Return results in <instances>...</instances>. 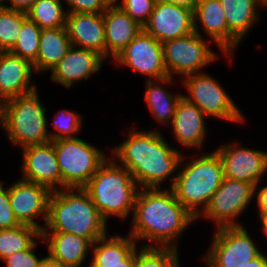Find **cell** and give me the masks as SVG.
<instances>
[{"label":"cell","instance_id":"cell-3","mask_svg":"<svg viewBox=\"0 0 267 267\" xmlns=\"http://www.w3.org/2000/svg\"><path fill=\"white\" fill-rule=\"evenodd\" d=\"M42 232L75 234L94 243L107 234V222L84 188H64L51 192Z\"/></svg>","mask_w":267,"mask_h":267},{"label":"cell","instance_id":"cell-31","mask_svg":"<svg viewBox=\"0 0 267 267\" xmlns=\"http://www.w3.org/2000/svg\"><path fill=\"white\" fill-rule=\"evenodd\" d=\"M41 31L42 29L27 17L23 21L15 46L9 52L33 63L39 51Z\"/></svg>","mask_w":267,"mask_h":267},{"label":"cell","instance_id":"cell-16","mask_svg":"<svg viewBox=\"0 0 267 267\" xmlns=\"http://www.w3.org/2000/svg\"><path fill=\"white\" fill-rule=\"evenodd\" d=\"M22 151V179L43 185L51 192L61 190V172L54 143L28 145L22 147Z\"/></svg>","mask_w":267,"mask_h":267},{"label":"cell","instance_id":"cell-43","mask_svg":"<svg viewBox=\"0 0 267 267\" xmlns=\"http://www.w3.org/2000/svg\"><path fill=\"white\" fill-rule=\"evenodd\" d=\"M155 3H172L193 7L196 3V0H155Z\"/></svg>","mask_w":267,"mask_h":267},{"label":"cell","instance_id":"cell-24","mask_svg":"<svg viewBox=\"0 0 267 267\" xmlns=\"http://www.w3.org/2000/svg\"><path fill=\"white\" fill-rule=\"evenodd\" d=\"M41 240L47 243L48 255L67 267H81L93 245L87 238L63 232H41Z\"/></svg>","mask_w":267,"mask_h":267},{"label":"cell","instance_id":"cell-27","mask_svg":"<svg viewBox=\"0 0 267 267\" xmlns=\"http://www.w3.org/2000/svg\"><path fill=\"white\" fill-rule=\"evenodd\" d=\"M109 237V238H108ZM137 246V241L128 235L108 236V233L93 243L89 264L121 263Z\"/></svg>","mask_w":267,"mask_h":267},{"label":"cell","instance_id":"cell-6","mask_svg":"<svg viewBox=\"0 0 267 267\" xmlns=\"http://www.w3.org/2000/svg\"><path fill=\"white\" fill-rule=\"evenodd\" d=\"M38 90L4 102L3 129L15 146L50 142L46 108L40 103Z\"/></svg>","mask_w":267,"mask_h":267},{"label":"cell","instance_id":"cell-7","mask_svg":"<svg viewBox=\"0 0 267 267\" xmlns=\"http://www.w3.org/2000/svg\"><path fill=\"white\" fill-rule=\"evenodd\" d=\"M52 142L61 172V189L84 188L107 160L101 149L78 137Z\"/></svg>","mask_w":267,"mask_h":267},{"label":"cell","instance_id":"cell-37","mask_svg":"<svg viewBox=\"0 0 267 267\" xmlns=\"http://www.w3.org/2000/svg\"><path fill=\"white\" fill-rule=\"evenodd\" d=\"M70 7L68 13H104L109 4L105 0H63Z\"/></svg>","mask_w":267,"mask_h":267},{"label":"cell","instance_id":"cell-40","mask_svg":"<svg viewBox=\"0 0 267 267\" xmlns=\"http://www.w3.org/2000/svg\"><path fill=\"white\" fill-rule=\"evenodd\" d=\"M8 1L7 3H10L11 6L3 5L2 7L7 9H14L21 12H27L30 7L37 1V0H4Z\"/></svg>","mask_w":267,"mask_h":267},{"label":"cell","instance_id":"cell-45","mask_svg":"<svg viewBox=\"0 0 267 267\" xmlns=\"http://www.w3.org/2000/svg\"><path fill=\"white\" fill-rule=\"evenodd\" d=\"M4 101L0 98V125L3 128Z\"/></svg>","mask_w":267,"mask_h":267},{"label":"cell","instance_id":"cell-36","mask_svg":"<svg viewBox=\"0 0 267 267\" xmlns=\"http://www.w3.org/2000/svg\"><path fill=\"white\" fill-rule=\"evenodd\" d=\"M0 180V229H10L21 225L12 211L9 200V187ZM4 186V187H3Z\"/></svg>","mask_w":267,"mask_h":267},{"label":"cell","instance_id":"cell-1","mask_svg":"<svg viewBox=\"0 0 267 267\" xmlns=\"http://www.w3.org/2000/svg\"><path fill=\"white\" fill-rule=\"evenodd\" d=\"M131 217L129 235L136 241L151 242L142 243V247L176 250L179 236L197 220L177 200L171 188H140Z\"/></svg>","mask_w":267,"mask_h":267},{"label":"cell","instance_id":"cell-4","mask_svg":"<svg viewBox=\"0 0 267 267\" xmlns=\"http://www.w3.org/2000/svg\"><path fill=\"white\" fill-rule=\"evenodd\" d=\"M185 159L182 154L179 162L182 169H179L171 189L177 200L198 219L224 180L223 165L215 150L186 164Z\"/></svg>","mask_w":267,"mask_h":267},{"label":"cell","instance_id":"cell-14","mask_svg":"<svg viewBox=\"0 0 267 267\" xmlns=\"http://www.w3.org/2000/svg\"><path fill=\"white\" fill-rule=\"evenodd\" d=\"M51 191L40 184L19 179L9 186V200L12 211L19 223L44 229L48 218V204ZM43 219L44 227L35 219Z\"/></svg>","mask_w":267,"mask_h":267},{"label":"cell","instance_id":"cell-30","mask_svg":"<svg viewBox=\"0 0 267 267\" xmlns=\"http://www.w3.org/2000/svg\"><path fill=\"white\" fill-rule=\"evenodd\" d=\"M26 12L0 7V52H9L17 41Z\"/></svg>","mask_w":267,"mask_h":267},{"label":"cell","instance_id":"cell-44","mask_svg":"<svg viewBox=\"0 0 267 267\" xmlns=\"http://www.w3.org/2000/svg\"><path fill=\"white\" fill-rule=\"evenodd\" d=\"M258 217H260L259 219L261 220V226H262V231L264 232V234L267 237V214H260L258 215Z\"/></svg>","mask_w":267,"mask_h":267},{"label":"cell","instance_id":"cell-22","mask_svg":"<svg viewBox=\"0 0 267 267\" xmlns=\"http://www.w3.org/2000/svg\"><path fill=\"white\" fill-rule=\"evenodd\" d=\"M107 57L115 58L142 30L117 4L109 5L103 13Z\"/></svg>","mask_w":267,"mask_h":267},{"label":"cell","instance_id":"cell-2","mask_svg":"<svg viewBox=\"0 0 267 267\" xmlns=\"http://www.w3.org/2000/svg\"><path fill=\"white\" fill-rule=\"evenodd\" d=\"M131 129L127 140L111 148L112 158L133 175L140 188H160L172 175L171 188L182 153L170 146L159 131Z\"/></svg>","mask_w":267,"mask_h":267},{"label":"cell","instance_id":"cell-20","mask_svg":"<svg viewBox=\"0 0 267 267\" xmlns=\"http://www.w3.org/2000/svg\"><path fill=\"white\" fill-rule=\"evenodd\" d=\"M206 116L195 104L183 96L176 105L175 115L171 123L174 138L184 148L201 149L206 139Z\"/></svg>","mask_w":267,"mask_h":267},{"label":"cell","instance_id":"cell-46","mask_svg":"<svg viewBox=\"0 0 267 267\" xmlns=\"http://www.w3.org/2000/svg\"><path fill=\"white\" fill-rule=\"evenodd\" d=\"M109 5L117 4L119 3V0H105Z\"/></svg>","mask_w":267,"mask_h":267},{"label":"cell","instance_id":"cell-48","mask_svg":"<svg viewBox=\"0 0 267 267\" xmlns=\"http://www.w3.org/2000/svg\"><path fill=\"white\" fill-rule=\"evenodd\" d=\"M4 0H0V7H2L4 4H3Z\"/></svg>","mask_w":267,"mask_h":267},{"label":"cell","instance_id":"cell-25","mask_svg":"<svg viewBox=\"0 0 267 267\" xmlns=\"http://www.w3.org/2000/svg\"><path fill=\"white\" fill-rule=\"evenodd\" d=\"M71 46L66 27L42 29L39 51L33 62L35 71L41 73L51 70L67 54Z\"/></svg>","mask_w":267,"mask_h":267},{"label":"cell","instance_id":"cell-34","mask_svg":"<svg viewBox=\"0 0 267 267\" xmlns=\"http://www.w3.org/2000/svg\"><path fill=\"white\" fill-rule=\"evenodd\" d=\"M120 2L117 5L141 26L148 22L155 5V0H121Z\"/></svg>","mask_w":267,"mask_h":267},{"label":"cell","instance_id":"cell-29","mask_svg":"<svg viewBox=\"0 0 267 267\" xmlns=\"http://www.w3.org/2000/svg\"><path fill=\"white\" fill-rule=\"evenodd\" d=\"M26 13L41 29L66 27L68 12L61 0H37Z\"/></svg>","mask_w":267,"mask_h":267},{"label":"cell","instance_id":"cell-9","mask_svg":"<svg viewBox=\"0 0 267 267\" xmlns=\"http://www.w3.org/2000/svg\"><path fill=\"white\" fill-rule=\"evenodd\" d=\"M242 226L216 227L208 253L202 258L208 267H240L262 252Z\"/></svg>","mask_w":267,"mask_h":267},{"label":"cell","instance_id":"cell-12","mask_svg":"<svg viewBox=\"0 0 267 267\" xmlns=\"http://www.w3.org/2000/svg\"><path fill=\"white\" fill-rule=\"evenodd\" d=\"M114 64L159 80L168 76L162 43L142 30L114 59Z\"/></svg>","mask_w":267,"mask_h":267},{"label":"cell","instance_id":"cell-15","mask_svg":"<svg viewBox=\"0 0 267 267\" xmlns=\"http://www.w3.org/2000/svg\"><path fill=\"white\" fill-rule=\"evenodd\" d=\"M143 30L161 43L194 32L193 7L172 3H155Z\"/></svg>","mask_w":267,"mask_h":267},{"label":"cell","instance_id":"cell-19","mask_svg":"<svg viewBox=\"0 0 267 267\" xmlns=\"http://www.w3.org/2000/svg\"><path fill=\"white\" fill-rule=\"evenodd\" d=\"M66 29L72 46L96 51L106 59L103 13H68Z\"/></svg>","mask_w":267,"mask_h":267},{"label":"cell","instance_id":"cell-11","mask_svg":"<svg viewBox=\"0 0 267 267\" xmlns=\"http://www.w3.org/2000/svg\"><path fill=\"white\" fill-rule=\"evenodd\" d=\"M255 196V185L224 178L219 189L213 194L208 207L201 216L212 220L214 226H242L236 219L250 205Z\"/></svg>","mask_w":267,"mask_h":267},{"label":"cell","instance_id":"cell-39","mask_svg":"<svg viewBox=\"0 0 267 267\" xmlns=\"http://www.w3.org/2000/svg\"><path fill=\"white\" fill-rule=\"evenodd\" d=\"M258 186L259 185L255 186V195L257 196L256 200L259 209V215L267 214V186H261L260 189Z\"/></svg>","mask_w":267,"mask_h":267},{"label":"cell","instance_id":"cell-8","mask_svg":"<svg viewBox=\"0 0 267 267\" xmlns=\"http://www.w3.org/2000/svg\"><path fill=\"white\" fill-rule=\"evenodd\" d=\"M181 80L188 92L187 95L183 94V97L197 105L206 116L235 123L245 120L231 96L210 74H191Z\"/></svg>","mask_w":267,"mask_h":267},{"label":"cell","instance_id":"cell-42","mask_svg":"<svg viewBox=\"0 0 267 267\" xmlns=\"http://www.w3.org/2000/svg\"><path fill=\"white\" fill-rule=\"evenodd\" d=\"M39 267H67V266L63 265L59 261L52 259L49 255H47L43 258Z\"/></svg>","mask_w":267,"mask_h":267},{"label":"cell","instance_id":"cell-38","mask_svg":"<svg viewBox=\"0 0 267 267\" xmlns=\"http://www.w3.org/2000/svg\"><path fill=\"white\" fill-rule=\"evenodd\" d=\"M138 246L124 259L121 263H113V264H89V267H134Z\"/></svg>","mask_w":267,"mask_h":267},{"label":"cell","instance_id":"cell-47","mask_svg":"<svg viewBox=\"0 0 267 267\" xmlns=\"http://www.w3.org/2000/svg\"><path fill=\"white\" fill-rule=\"evenodd\" d=\"M264 4H265V7H267V0H261Z\"/></svg>","mask_w":267,"mask_h":267},{"label":"cell","instance_id":"cell-23","mask_svg":"<svg viewBox=\"0 0 267 267\" xmlns=\"http://www.w3.org/2000/svg\"><path fill=\"white\" fill-rule=\"evenodd\" d=\"M193 19L194 32L200 35L199 23L205 32L204 34L208 35L209 40L207 39V42L215 43L232 62L233 56H228V28L220 0L196 1L193 6Z\"/></svg>","mask_w":267,"mask_h":267},{"label":"cell","instance_id":"cell-17","mask_svg":"<svg viewBox=\"0 0 267 267\" xmlns=\"http://www.w3.org/2000/svg\"><path fill=\"white\" fill-rule=\"evenodd\" d=\"M105 58L96 51L71 46L67 54L50 70L51 80L66 88L89 79L102 67Z\"/></svg>","mask_w":267,"mask_h":267},{"label":"cell","instance_id":"cell-26","mask_svg":"<svg viewBox=\"0 0 267 267\" xmlns=\"http://www.w3.org/2000/svg\"><path fill=\"white\" fill-rule=\"evenodd\" d=\"M158 81L159 84L161 83L160 85L157 84L155 79L146 80L144 99L155 120L168 127L172 123L176 105L183 96V93L172 94L168 89L166 90V85L173 81L171 76L159 79Z\"/></svg>","mask_w":267,"mask_h":267},{"label":"cell","instance_id":"cell-5","mask_svg":"<svg viewBox=\"0 0 267 267\" xmlns=\"http://www.w3.org/2000/svg\"><path fill=\"white\" fill-rule=\"evenodd\" d=\"M84 189L107 222L110 216L127 219L133 214L140 187L133 175L111 158L98 168Z\"/></svg>","mask_w":267,"mask_h":267},{"label":"cell","instance_id":"cell-18","mask_svg":"<svg viewBox=\"0 0 267 267\" xmlns=\"http://www.w3.org/2000/svg\"><path fill=\"white\" fill-rule=\"evenodd\" d=\"M33 70L31 61L11 52H0V98L5 102L36 90L31 82Z\"/></svg>","mask_w":267,"mask_h":267},{"label":"cell","instance_id":"cell-33","mask_svg":"<svg viewBox=\"0 0 267 267\" xmlns=\"http://www.w3.org/2000/svg\"><path fill=\"white\" fill-rule=\"evenodd\" d=\"M82 118L80 114L63 109L55 114L52 122L54 129L57 131L49 132L50 141H56L63 138H75L73 134H78L82 128Z\"/></svg>","mask_w":267,"mask_h":267},{"label":"cell","instance_id":"cell-21","mask_svg":"<svg viewBox=\"0 0 267 267\" xmlns=\"http://www.w3.org/2000/svg\"><path fill=\"white\" fill-rule=\"evenodd\" d=\"M228 28V56H234L241 40L260 20L257 8L264 7L261 0H220Z\"/></svg>","mask_w":267,"mask_h":267},{"label":"cell","instance_id":"cell-13","mask_svg":"<svg viewBox=\"0 0 267 267\" xmlns=\"http://www.w3.org/2000/svg\"><path fill=\"white\" fill-rule=\"evenodd\" d=\"M237 145L227 143L215 149L222 161L224 178L261 185L267 172V152Z\"/></svg>","mask_w":267,"mask_h":267},{"label":"cell","instance_id":"cell-41","mask_svg":"<svg viewBox=\"0 0 267 267\" xmlns=\"http://www.w3.org/2000/svg\"><path fill=\"white\" fill-rule=\"evenodd\" d=\"M240 267H267V256L261 253L258 257Z\"/></svg>","mask_w":267,"mask_h":267},{"label":"cell","instance_id":"cell-32","mask_svg":"<svg viewBox=\"0 0 267 267\" xmlns=\"http://www.w3.org/2000/svg\"><path fill=\"white\" fill-rule=\"evenodd\" d=\"M178 252L172 248H144L140 246L134 267H181Z\"/></svg>","mask_w":267,"mask_h":267},{"label":"cell","instance_id":"cell-28","mask_svg":"<svg viewBox=\"0 0 267 267\" xmlns=\"http://www.w3.org/2000/svg\"><path fill=\"white\" fill-rule=\"evenodd\" d=\"M41 232L29 225H19L10 229H0V261L16 252L27 250Z\"/></svg>","mask_w":267,"mask_h":267},{"label":"cell","instance_id":"cell-10","mask_svg":"<svg viewBox=\"0 0 267 267\" xmlns=\"http://www.w3.org/2000/svg\"><path fill=\"white\" fill-rule=\"evenodd\" d=\"M207 44L209 43L202 33L199 35L196 32L163 42V56L168 76L173 77V74H176L184 78L187 75L201 73L202 68L218 60V55Z\"/></svg>","mask_w":267,"mask_h":267},{"label":"cell","instance_id":"cell-35","mask_svg":"<svg viewBox=\"0 0 267 267\" xmlns=\"http://www.w3.org/2000/svg\"><path fill=\"white\" fill-rule=\"evenodd\" d=\"M35 241L27 250H22L4 258L6 267H39L44 257L39 259L34 253L37 247Z\"/></svg>","mask_w":267,"mask_h":267}]
</instances>
